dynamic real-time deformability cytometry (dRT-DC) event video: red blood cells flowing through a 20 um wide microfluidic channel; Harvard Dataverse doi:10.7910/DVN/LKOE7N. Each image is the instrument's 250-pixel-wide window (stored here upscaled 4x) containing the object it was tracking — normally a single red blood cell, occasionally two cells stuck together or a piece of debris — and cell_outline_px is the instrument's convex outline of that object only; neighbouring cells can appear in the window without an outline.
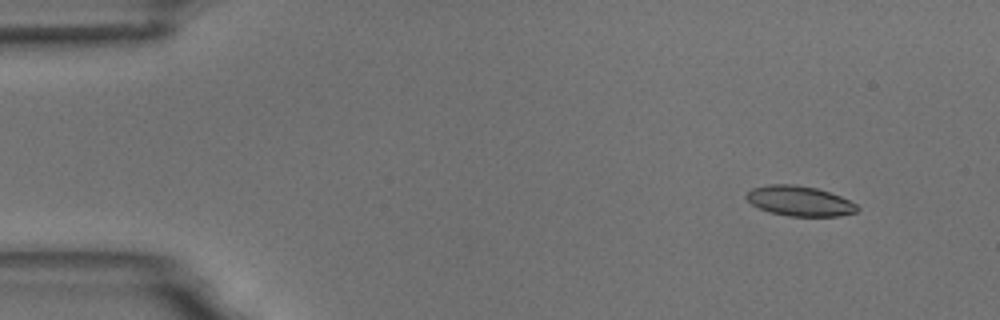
{"species": "common noctule bat (a hibernating species)", "species_latin": "Nyctalus noctula", "temperature_condition": "room temperature", "stored_images_in_passage": 5, "camera_frame_rate_fps": 3000, "um_per_image_px": 0.085, "animal": {"sex": "male", "body_mass_g": 18.8}, "frame": {"image": 1, "passage_image": 2, "time_ms": 1.333, "image_size_px": [1000, 320], "cell_outline_px": [[860, 208], [856, 212], [840, 216], [788, 216], [768, 212], [752, 204], [744, 196], [752, 188], [768, 184], [792, 184], [816, 188], [840, 196], [856, 204]], "centroid_in_image_um": [67.95, 17.09], "position_along_channel_um": 17.0, "area_um2": 19.36}}
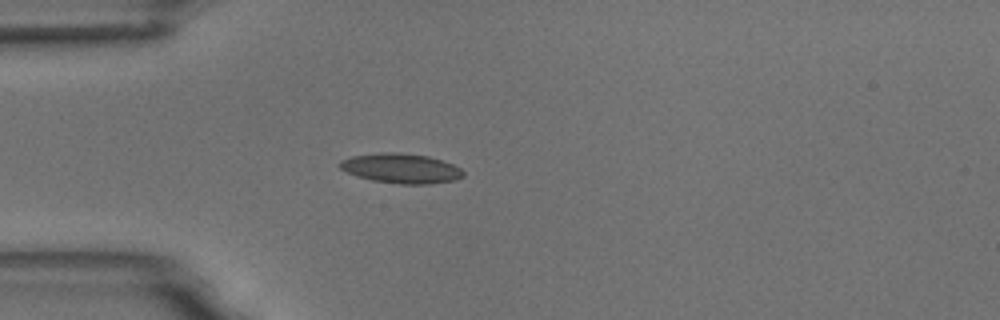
{"frame": {"image": 2, "passage_image": 5, "time_ms": 4.667, "image_size_px": [1000, 320], "cell_outline_px": [[464, 176], [456, 180], [428, 184], [400, 184], [372, 180], [356, 176], [340, 168], [336, 164], [340, 160], [352, 156], [380, 152], [396, 152], [428, 156], [452, 164], [460, 168], [464, 172]], "centroid_in_image_um": [34.07, 14.31], "position_along_channel_um": 50.9, "area_um2": 21.44}}